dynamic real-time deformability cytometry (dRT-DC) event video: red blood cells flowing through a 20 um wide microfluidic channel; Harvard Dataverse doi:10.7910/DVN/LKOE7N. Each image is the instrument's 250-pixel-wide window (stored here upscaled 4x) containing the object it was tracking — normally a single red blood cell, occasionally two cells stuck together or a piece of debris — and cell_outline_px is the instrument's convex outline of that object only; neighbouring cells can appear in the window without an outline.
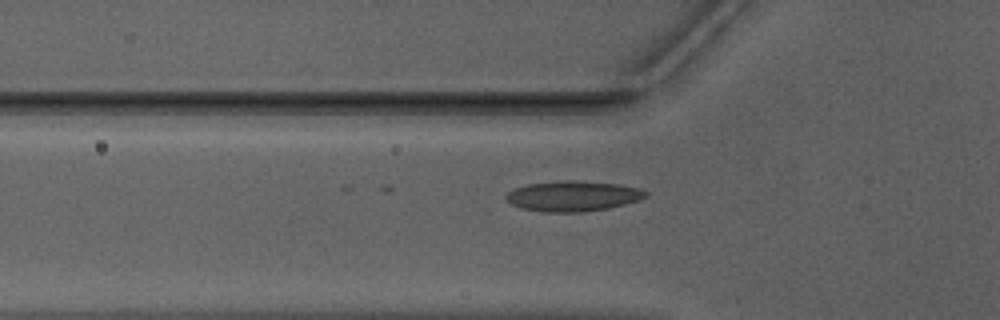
{"species": "Egyptian fruit bat (a non-hibernating species)", "species_latin": "Rousettus aegyptiacus", "temperature_condition": "warm", "stored_images_in_passage": 11, "camera_frame_rate_fps": 3000, "um_per_image_px": 0.085, "animal": {"sex": "male"}, "frame": {"image": 1, "passage_image": 3, "time_ms": 0.667, "image_size_px": [1000, 320], "cell_outline_px": [[648, 196], [624, 204], [608, 208], [580, 212], [544, 212], [520, 208], [512, 204], [504, 196], [508, 192], [516, 188], [528, 184], [560, 180], [572, 180], [620, 184], [640, 188], [648, 192]], "centroid_in_image_um": [48.7, 16.66], "position_along_channel_um": 77.1, "area_um2": 24.62}}
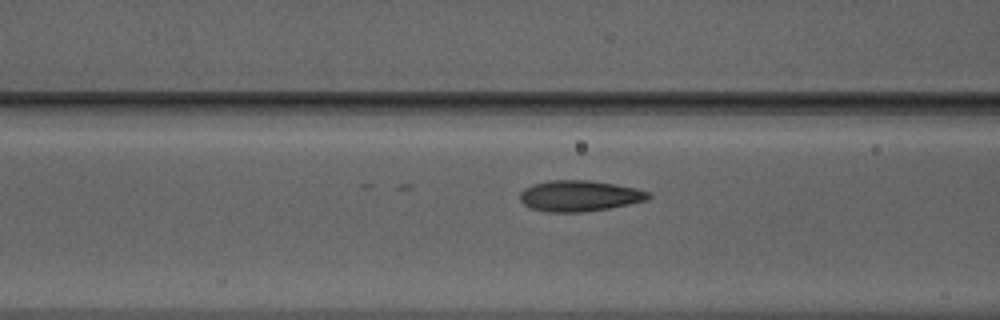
{"frame": {"image": 2, "passage_image": 6, "time_ms": 1.667, "image_size_px": [1000, 320], "cell_outline_px": [[652, 196], [648, 200], [608, 208], [584, 212], [548, 212], [532, 208], [524, 204], [520, 200], [520, 192], [524, 188], [532, 184], [552, 180], [588, 180], [616, 184], [636, 188], [648, 192]], "centroid_in_image_um": [49.25, 16.64], "position_along_channel_um": 117.3, "area_um2": 23.12}}
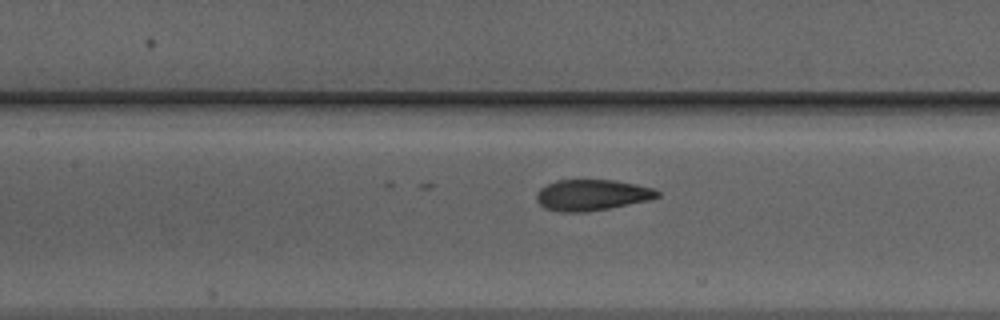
{"frame": {"image": 3, "passage_image": 9, "time_ms": 2.667, "image_size_px": [1000, 320], "cell_outline_px": [[660, 196], [648, 200], [608, 208], [584, 212], [560, 212], [544, 208], [536, 200], [536, 192], [540, 188], [556, 180], [612, 180], [636, 184], [652, 188], [660, 192]], "centroid_in_image_um": [50.27, 16.57], "position_along_channel_um": 157.1, "area_um2": 21.73}}